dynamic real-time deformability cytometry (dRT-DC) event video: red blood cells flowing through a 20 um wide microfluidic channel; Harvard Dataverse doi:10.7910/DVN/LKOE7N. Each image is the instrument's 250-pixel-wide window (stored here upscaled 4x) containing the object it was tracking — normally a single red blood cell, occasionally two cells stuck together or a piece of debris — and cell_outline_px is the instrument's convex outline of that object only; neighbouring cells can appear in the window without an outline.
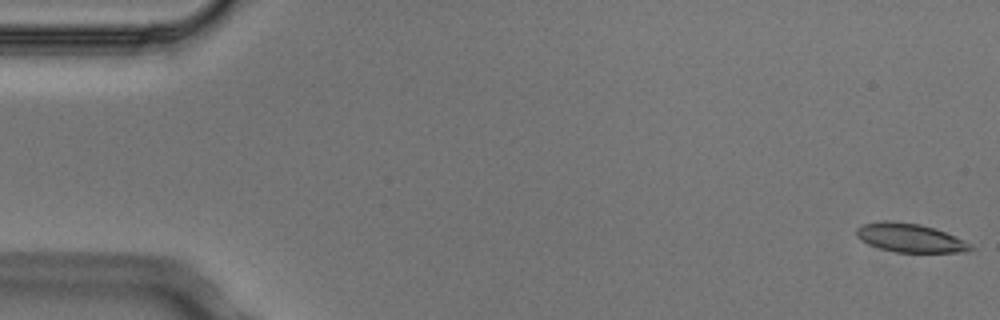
{"species": "Egyptian fruit bat (a non-hibernating species)", "species_latin": "Rousettus aegyptiacus", "temperature_condition": "cold", "stored_images_in_passage": 6, "camera_frame_rate_fps": 3000, "um_per_image_px": 0.085, "animal": {"sex": "male"}, "frame": {"image": 1, "passage_image": 1, "time_ms": 0.0, "image_size_px": [1000, 320], "cell_outline_px": [[972, 248], [968, 252], [896, 252], [880, 248], [868, 244], [860, 240], [856, 236], [856, 228], [864, 224], [884, 220], [920, 224], [944, 232], [964, 240], [972, 244]], "centroid_in_image_um": [77.33, 20.22], "position_along_channel_um": 7.7, "area_um2": 18.9}}